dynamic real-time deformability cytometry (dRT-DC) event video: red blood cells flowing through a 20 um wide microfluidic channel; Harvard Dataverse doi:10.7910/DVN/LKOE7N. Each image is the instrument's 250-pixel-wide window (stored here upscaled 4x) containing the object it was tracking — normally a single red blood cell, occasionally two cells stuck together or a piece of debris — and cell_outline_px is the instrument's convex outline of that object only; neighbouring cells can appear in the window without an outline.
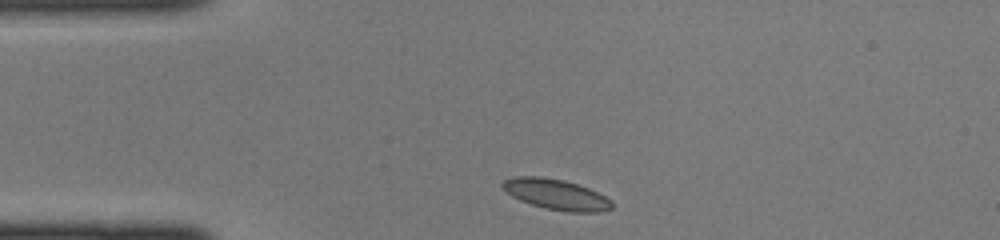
{"species": "common noctule bat (a hibernating species)", "species_latin": "Nyctalus noctula", "temperature_condition": "cold", "stored_images_in_passage": 36, "camera_frame_rate_fps": 3000, "um_per_image_px": 0.085, "animal": {"sex": "female", "body_mass_g": 22.0, "forearm_length_mm": 56.7}, "frame": {"image": 1, "passage_image": 1, "time_ms": 0.0, "image_size_px": [1000, 240], "cell_outline_px": [[612, 208], [600, 212], [568, 212], [544, 208], [520, 200], [512, 196], [500, 184], [504, 180], [516, 176], [540, 176], [564, 180], [588, 188], [612, 200]], "centroid_in_image_um": [47.27, 16.52], "position_along_channel_um": 37.7, "area_um2": 19.31}}
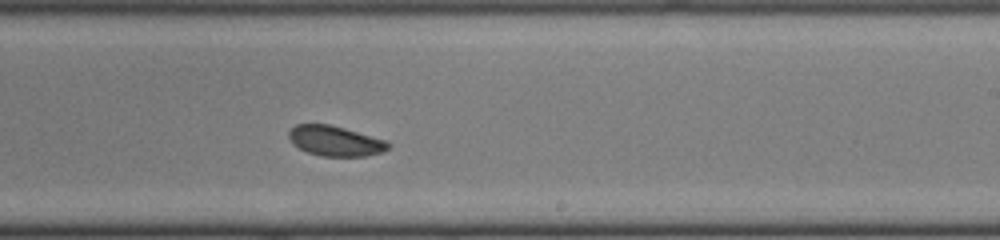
{"frame": {"image": 2, "passage_image": 18, "time_ms": 5.667, "image_size_px": [1000, 240], "cell_outline_px": [[392, 144], [388, 148], [380, 152], [368, 156], [320, 156], [308, 152], [292, 144], [288, 136], [288, 132], [296, 124], [328, 124], [344, 128], [384, 140]], "centroid_in_image_um": [28.46, 11.98], "position_along_channel_um": 260.5, "area_um2": 17.28}}
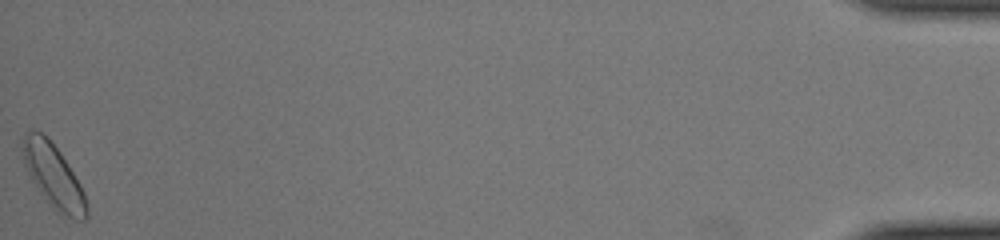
{"frame": {"image": 3, "passage_image": 36, "time_ms": 11.667, "image_size_px": [1000, 240], "cell_outline_px": [[88, 216], [84, 220], [76, 220], [52, 208], [48, 204], [32, 180], [28, 172], [20, 148], [20, 144], [24, 132], [28, 128], [32, 128], [40, 132], [60, 152], [80, 184], [84, 192], [88, 208]], "centroid_in_image_um": [4.51, 14.94], "position_along_channel_um": 430.7, "area_um2": 23.64}}